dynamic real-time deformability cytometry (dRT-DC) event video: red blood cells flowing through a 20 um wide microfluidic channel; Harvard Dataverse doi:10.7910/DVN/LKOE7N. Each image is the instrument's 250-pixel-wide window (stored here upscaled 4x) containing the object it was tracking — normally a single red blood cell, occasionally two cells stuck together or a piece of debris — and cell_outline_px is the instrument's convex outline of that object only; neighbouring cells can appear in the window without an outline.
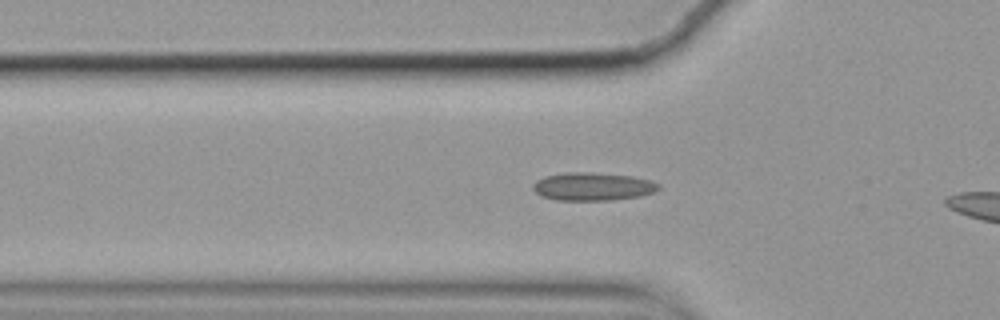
{"species": "common noctule bat (a hibernating species)", "species_latin": "Nyctalus noctula", "temperature_condition": "cold", "stored_images_in_passage": 42, "camera_frame_rate_fps": 3000, "um_per_image_px": 0.085, "animal": {"sex": "female", "body_mass_g": 19.9}, "frame": {"image": 1, "passage_image": 11, "time_ms": 3.333, "image_size_px": [1000, 320], "cell_outline_px": [[660, 188], [652, 192], [640, 196], [612, 200], [556, 200], [540, 196], [532, 188], [532, 184], [536, 180], [544, 176], [564, 172], [588, 172], [632, 176], [652, 180], [660, 184]], "centroid_in_image_um": [50.36, 15.85], "position_along_channel_um": 75.4, "area_um2": 20.69}}
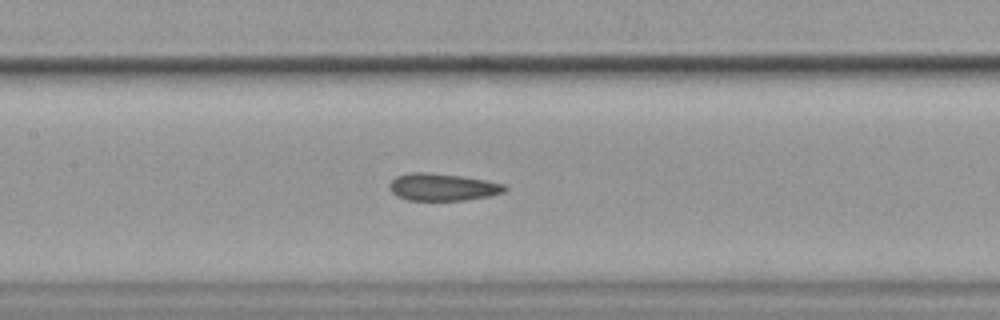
{"frame": {"image": 2, "passage_image": 19, "time_ms": 6.0, "image_size_px": [1000, 320], "cell_outline_px": [[508, 188], [504, 192], [492, 196], [464, 200], [408, 200], [396, 196], [388, 188], [388, 184], [396, 176], [408, 172], [424, 172], [460, 176], [484, 180], [504, 184]], "centroid_in_image_um": [37.59, 15.9], "position_along_channel_um": 169.8, "area_um2": 18.38}}
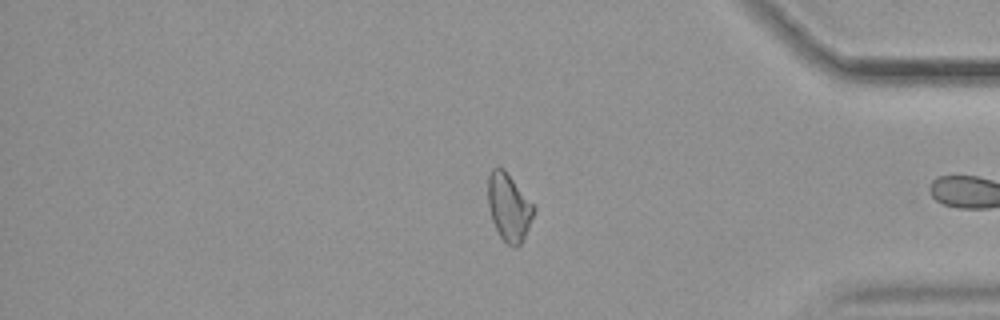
{"frame": {"image": 3, "passage_image": 40, "time_ms": 13.0, "image_size_px": [1000, 320], "cell_outline_px": [[536, 208], [528, 228], [520, 244], [516, 248], [512, 248], [500, 236], [492, 220], [488, 204], [488, 176], [492, 168], [504, 168], [536, 204]], "centroid_in_image_um": [43.28, 17.58], "position_along_channel_um": 391.9, "area_um2": 18.26}, "authors_computed_cell_mechanics": {"area_um2": 18.5538, "velocity_mm_per_s": 3.5149, "shape_relaxation_time_tau1_ms": null, "shape_relaxation_time_tau2_ms": 2.8295, "deformation_change_tau1": null, "deformation_change_tau2": 0.0875}}